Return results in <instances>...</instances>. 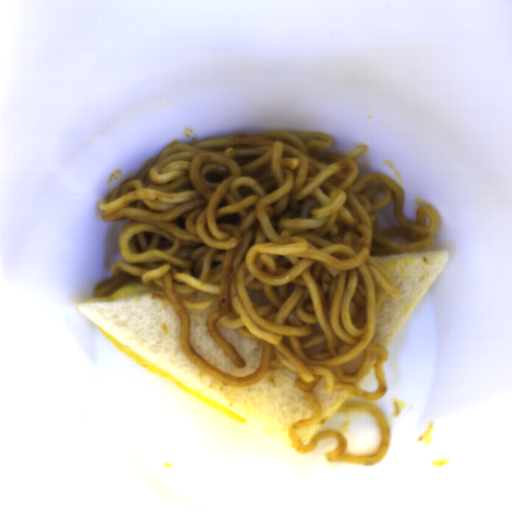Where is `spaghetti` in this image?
Listing matches in <instances>:
<instances>
[{"label":"spaghetti","instance_id":"obj_1","mask_svg":"<svg viewBox=\"0 0 512 512\" xmlns=\"http://www.w3.org/2000/svg\"><path fill=\"white\" fill-rule=\"evenodd\" d=\"M334 139L317 130L230 134L197 141L175 140L134 177L121 180L100 203L101 219L129 220L119 230L123 258L109 267V278L92 295L105 296L127 280L159 285L150 299L169 301L180 325L184 354L196 367L231 387H252L273 369H291L302 381L325 379L324 392H343L362 403H346L341 414L372 412L380 446L373 455H348L339 432L320 431L308 444L298 428L325 410L305 392L312 416L294 423L293 444L308 453L325 438H336L329 462L372 465L383 460L391 430L372 402L387 392L383 364L387 348L374 342L380 306L400 289L393 273L371 254L420 252L435 243L441 215L426 201L416 205L415 221L405 215L406 191L382 172L361 173L353 160L368 152L361 145L346 154H328ZM384 197L374 203L371 197ZM394 201L400 225L382 231L375 213ZM262 290L267 305L248 289ZM213 296L198 302L178 294ZM219 307L207 327L230 359L242 356L216 328L234 330L262 345V363L248 377L226 374L191 347L188 308ZM311 323L321 332L311 333ZM326 343L320 353L304 350ZM364 351L354 374L343 364ZM379 389L357 383L374 369Z\"/></svg>","mask_w":512,"mask_h":512}]
</instances>
